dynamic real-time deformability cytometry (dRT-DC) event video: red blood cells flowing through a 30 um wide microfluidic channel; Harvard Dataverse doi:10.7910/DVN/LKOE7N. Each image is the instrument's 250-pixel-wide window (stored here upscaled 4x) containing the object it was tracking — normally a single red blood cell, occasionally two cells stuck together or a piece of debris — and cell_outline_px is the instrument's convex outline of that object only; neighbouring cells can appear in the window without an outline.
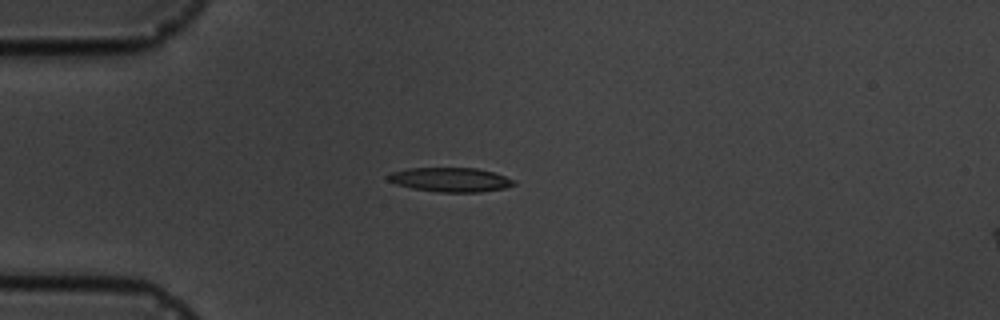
{"species": "common noctule bat (a hibernating species)", "species_latin": "Nyctalus noctula", "temperature_condition": "cold", "stored_images_in_passage": 4, "segment_of_instrument_passage": [1, 2], "camera_frame_rate_fps": 3000, "um_per_image_px": 0.085, "animal": {"sex": "male", "body_mass_g": 19.5, "forearm_length_mm": 54.6}, "frame": {"image": 1, "passage_image": 3, "time_ms": 2.333, "image_size_px": [1000, 320], "cell_outline_px": [[516, 184], [504, 188], [480, 192], [436, 192], [412, 188], [396, 184], [388, 180], [384, 176], [392, 172], [408, 168], [476, 168], [492, 172], [516, 180]], "centroid_in_image_um": [38.26, 15.27], "position_along_channel_um": 46.7, "area_um2": 17.8}}